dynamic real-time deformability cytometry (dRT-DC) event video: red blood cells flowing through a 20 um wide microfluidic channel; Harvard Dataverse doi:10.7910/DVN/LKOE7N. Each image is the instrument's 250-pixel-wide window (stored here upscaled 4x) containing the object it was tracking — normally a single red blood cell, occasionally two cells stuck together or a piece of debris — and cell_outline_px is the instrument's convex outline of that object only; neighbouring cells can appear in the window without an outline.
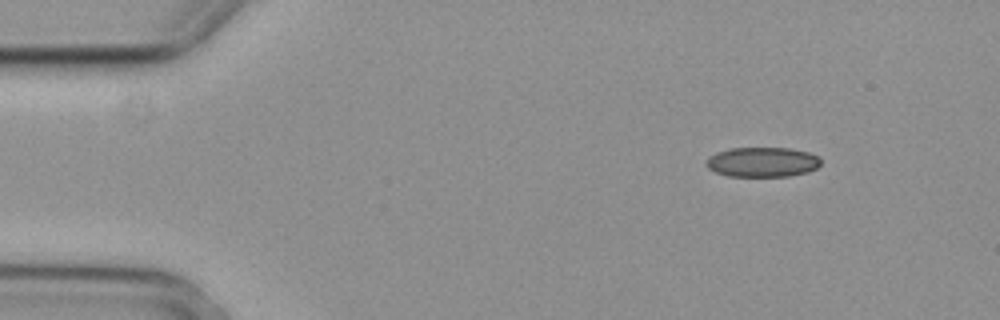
{"species": "common noctule bat (a hibernating species)", "species_latin": "Nyctalus noctula", "temperature_condition": "cold", "stored_images_in_passage": 4, "camera_frame_rate_fps": 3000, "um_per_image_px": 0.085, "animal": {"sex": "female", "body_mass_g": 29.2, "forearm_length_mm": 56.3}, "frame": {"image": 1, "passage_image": 1, "time_ms": 0.0, "image_size_px": [1000, 320], "cell_outline_px": [[820, 164], [816, 168], [808, 172], [788, 176], [728, 176], [716, 172], [708, 168], [704, 164], [716, 152], [732, 148], [788, 148], [808, 152], [820, 156]], "centroid_in_image_um": [64.82, 13.77], "position_along_channel_um": 20.2, "area_um2": 19.83}}
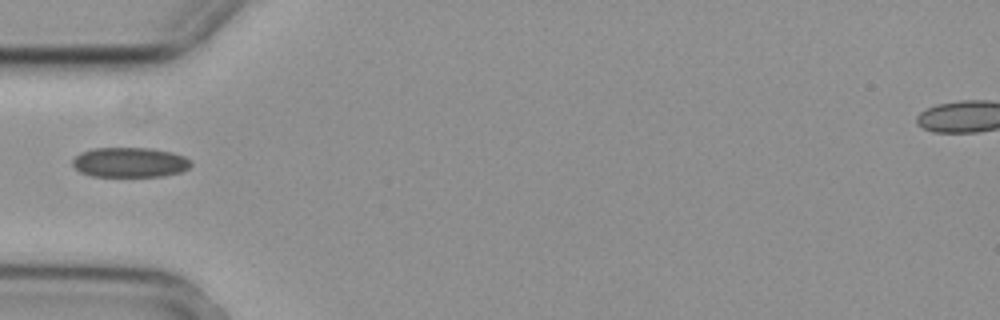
{"frame": {"image": 2, "passage_image": 4, "time_ms": 1.0, "image_size_px": [1000, 320], "cell_outline_px": [[192, 164], [188, 168], [180, 172], [164, 176], [92, 176], [80, 172], [72, 164], [72, 160], [80, 152], [92, 148], [148, 148], [168, 152], [184, 156], [192, 160]], "centroid_in_image_um": [11.02, 13.8], "position_along_channel_um": 74.0, "area_um2": 20.58}}